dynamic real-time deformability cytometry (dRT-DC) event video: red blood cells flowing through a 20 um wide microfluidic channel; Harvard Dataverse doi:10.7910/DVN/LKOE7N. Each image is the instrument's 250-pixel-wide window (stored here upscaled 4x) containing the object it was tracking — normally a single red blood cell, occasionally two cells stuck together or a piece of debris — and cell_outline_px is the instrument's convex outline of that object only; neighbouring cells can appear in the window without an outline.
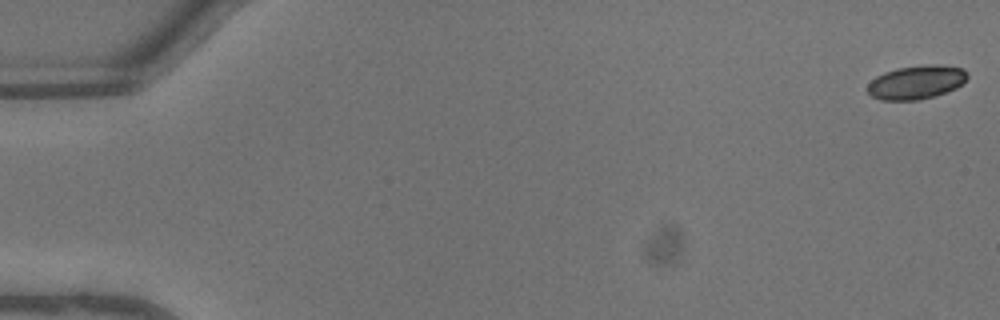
{"species": "common noctule bat (a hibernating species)", "species_latin": "Nyctalus noctula", "temperature_condition": "warm", "stored_images_in_passage": 46, "camera_frame_rate_fps": 3000, "um_per_image_px": 0.085, "animal": {"sex": "male", "body_mass_g": 13.3}, "frame": {"image": 1, "passage_image": 1, "time_ms": 0.0, "image_size_px": [1000, 320], "cell_outline_px": [[968, 76], [956, 88], [932, 96], [916, 100], [880, 100], [872, 96], [868, 92], [868, 84], [876, 76], [884, 72], [896, 68], [932, 64], [940, 64], [964, 68]], "centroid_in_image_um": [77.87, 6.97], "position_along_channel_um": 7.1, "area_um2": 19.42}}
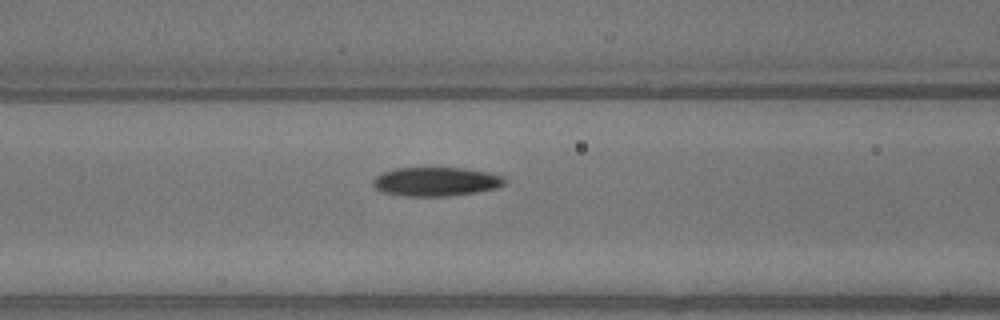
{"frame": {"image": 2, "passage_image": 20, "time_ms": 6.333, "image_size_px": [1000, 320], "cell_outline_px": [[504, 184], [496, 188], [476, 192], [448, 196], [404, 196], [380, 192], [372, 184], [372, 180], [376, 176], [384, 172], [396, 168], [460, 168], [488, 172], [504, 176]], "centroid_in_image_um": [37.02, 15.44], "position_along_channel_um": 129.6, "area_um2": 22.14}}
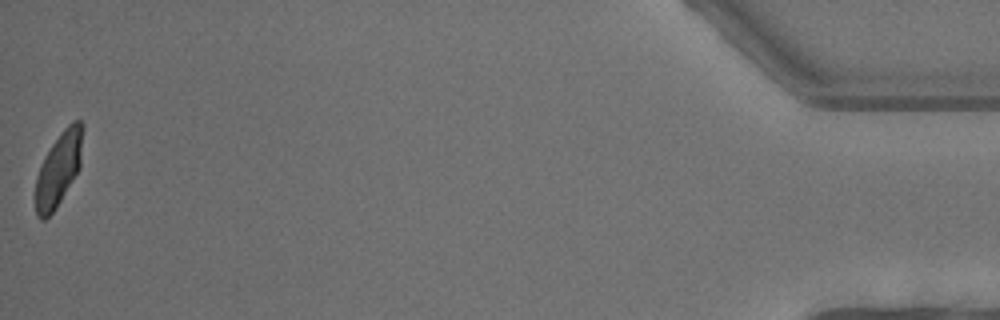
{"frame": {"image": 3, "passage_image": 46, "time_ms": 15.0, "image_size_px": [1000, 320], "cell_outline_px": [[84, 128], [80, 168], [56, 208], [44, 220], [40, 220], [36, 216], [36, 176], [44, 156], [52, 144], [64, 128], [72, 120], [80, 120], [84, 124]], "centroid_in_image_um": [5.01, 14.33], "position_along_channel_um": 430.2, "area_um2": 20.4}, "authors_computed_cell_mechanics": {"area_um2": 21.0681, "velocity_mm_per_s": 4.5995, "shape_relaxation_time_tau1_ms": 2.3433, "shape_relaxation_time_tau2_ms": 1.6545, "deformation_change_tau1": 0.1633, "deformation_change_tau2": 0.0704}}